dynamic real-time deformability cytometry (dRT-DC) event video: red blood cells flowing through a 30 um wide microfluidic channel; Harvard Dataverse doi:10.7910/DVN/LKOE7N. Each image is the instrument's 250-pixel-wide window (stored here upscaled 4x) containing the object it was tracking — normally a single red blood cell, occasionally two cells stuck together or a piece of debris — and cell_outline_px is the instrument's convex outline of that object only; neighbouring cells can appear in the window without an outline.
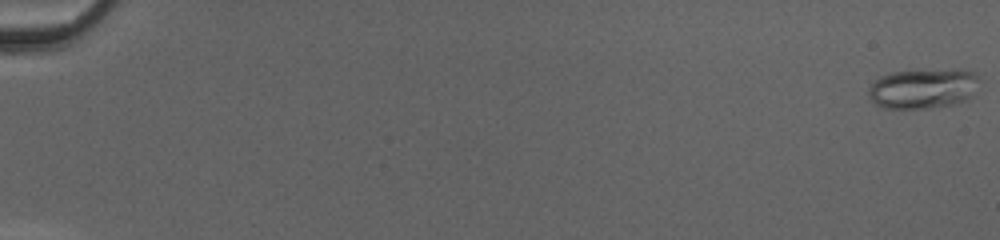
{"species": "common noctule bat (a hibernating species)", "species_latin": "Nyctalus noctula", "temperature_condition": "cold", "stored_images_in_passage": 50, "camera_frame_rate_fps": 3000, "um_per_image_px": 0.085, "animal": {"sex": "female", "body_mass_g": 20.0, "forearm_length_mm": 54.0}, "frame": {"image": 1, "passage_image": 1, "time_ms": 0.0, "image_size_px": [1000, 240], "cell_outline_px": [[980, 80], [972, 96], [964, 100], [952, 104], [932, 108], [884, 108], [876, 104], [868, 96], [868, 88], [880, 76], [892, 72], [960, 68], [976, 72]], "centroid_in_image_um": [78.5, 7.5], "position_along_channel_um": 6.5, "area_um2": 26.07}}
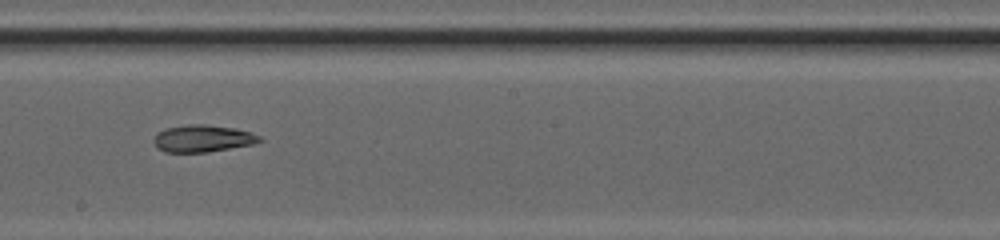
{"frame": {"image": 2, "passage_image": 31, "time_ms": 10.0, "image_size_px": [1000, 240], "cell_outline_px": [[264, 140], [252, 144], [208, 152], [164, 152], [156, 148], [152, 140], [156, 132], [164, 128], [188, 124], [204, 124], [236, 128], [252, 132], [260, 136]], "centroid_in_image_um": [17.19, 11.76], "position_along_channel_um": 231.0, "area_um2": 16.99}}
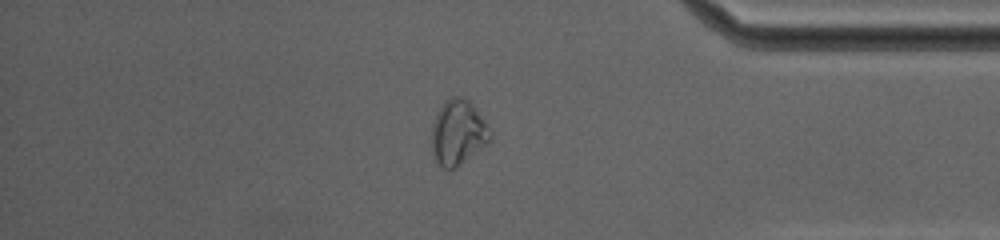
{"frame": {"image": 3, "passage_image": 44, "time_ms": 14.333, "image_size_px": [1000, 240], "cell_outline_px": [[492, 140], [488, 144], [456, 168], [440, 168], [432, 152], [432, 124], [444, 100], [452, 96], [460, 96], [468, 100], [476, 108], [488, 128], [492, 136]], "centroid_in_image_um": [38.93, 11.28], "position_along_channel_um": 396.3, "area_um2": 22.2}}